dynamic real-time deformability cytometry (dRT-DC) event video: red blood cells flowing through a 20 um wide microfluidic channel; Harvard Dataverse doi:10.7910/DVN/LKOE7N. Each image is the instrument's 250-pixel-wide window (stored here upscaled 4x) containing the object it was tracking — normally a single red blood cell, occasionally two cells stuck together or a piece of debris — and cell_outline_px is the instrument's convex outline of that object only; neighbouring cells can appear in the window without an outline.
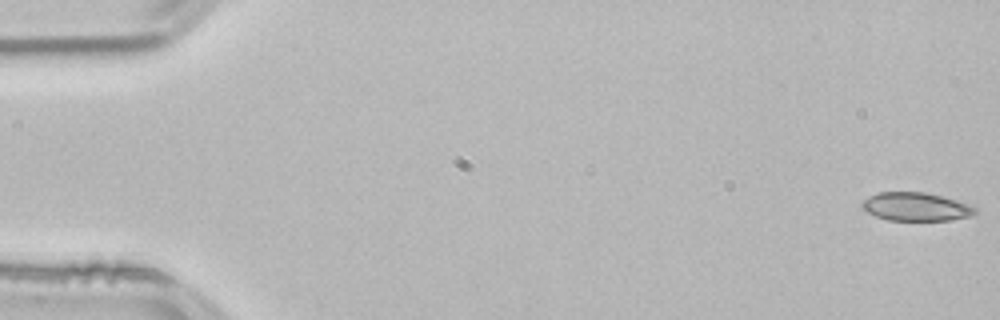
{"species": "common noctule bat (a hibernating species)", "species_latin": "Nyctalus noctula", "temperature_condition": "room temperature", "stored_images_in_passage": 53, "camera_frame_rate_fps": 3000, "um_per_image_px": 0.085, "animal": {"sex": "male", "body_mass_g": 21.5, "forearm_length_mm": 52.0}, "frame": {"image": 1, "passage_image": 1, "time_ms": 0.0, "image_size_px": [1000, 320], "cell_outline_px": [[976, 212], [968, 216], [948, 220], [888, 220], [876, 216], [868, 212], [860, 204], [868, 196], [880, 192], [924, 192], [956, 200], [968, 204], [976, 208]], "centroid_in_image_um": [77.82, 17.56], "position_along_channel_um": 7.2, "area_um2": 18.38}}
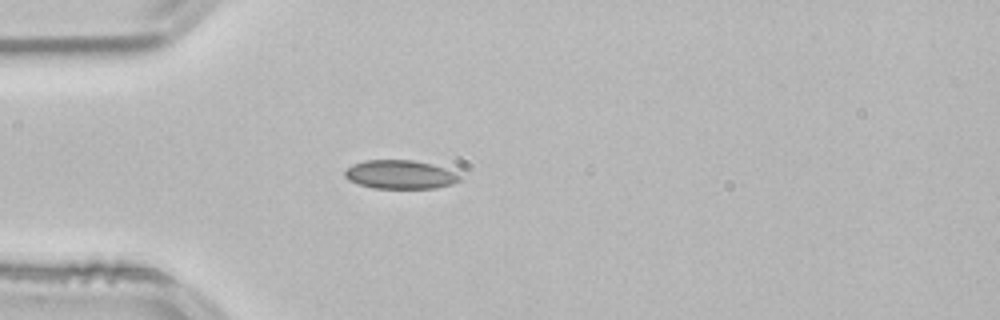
{"frame": {"image": 2, "passage_image": 15, "time_ms": 4.667, "image_size_px": [1000, 320], "cell_outline_px": [[460, 180], [452, 184], [436, 188], [372, 188], [356, 184], [348, 180], [344, 176], [344, 172], [352, 164], [364, 160], [412, 160], [432, 164], [444, 168], [460, 176]], "centroid_in_image_um": [33.95, 14.84], "position_along_channel_um": 51.0, "area_um2": 19.19}}
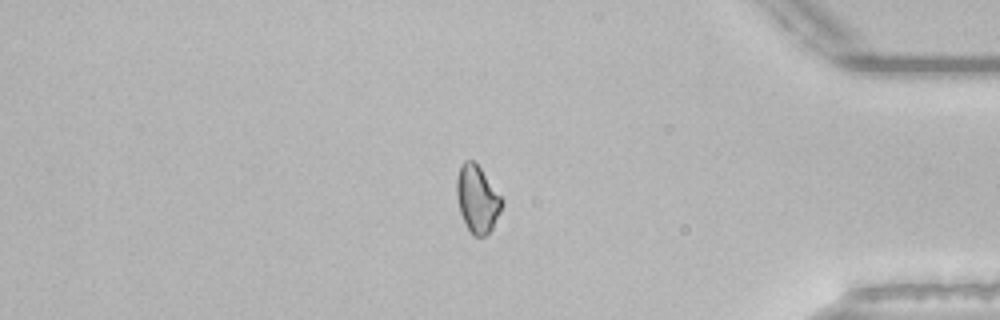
{"frame": {"image": 3, "passage_image": 45, "time_ms": 14.667, "image_size_px": [1000, 320], "cell_outline_px": [[504, 204], [492, 228], [484, 236], [472, 236], [460, 212], [456, 196], [456, 180], [460, 164], [464, 160], [472, 160], [480, 168], [504, 200]], "centroid_in_image_um": [40.56, 16.91], "position_along_channel_um": 394.6, "area_um2": 17.63}, "authors_computed_cell_mechanics": {"area_um2": 18.5538, "velocity_mm_per_s": 3.837, "shape_relaxation_time_tau1_ms": null, "shape_relaxation_time_tau2_ms": 3.5075, "deformation_change_tau1": null, "deformation_change_tau2": 0.0693}}